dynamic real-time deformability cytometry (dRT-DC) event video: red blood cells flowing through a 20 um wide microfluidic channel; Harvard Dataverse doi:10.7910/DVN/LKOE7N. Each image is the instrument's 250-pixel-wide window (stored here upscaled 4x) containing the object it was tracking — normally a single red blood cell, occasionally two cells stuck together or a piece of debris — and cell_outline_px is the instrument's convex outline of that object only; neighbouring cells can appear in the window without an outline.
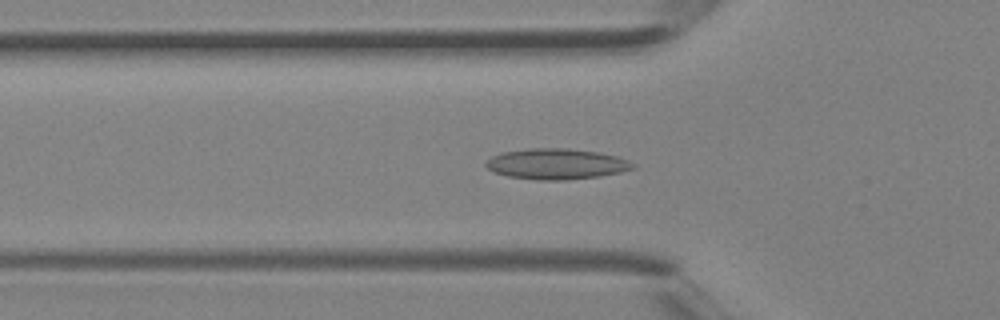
{"species": "Egyptian fruit bat (a non-hibernating species)", "species_latin": "Rousettus aegyptiacus", "temperature_condition": "room temperature", "stored_images_in_passage": 41, "camera_frame_rate_fps": 3000, "um_per_image_px": 0.085, "animal": {"sex": "female"}, "frame": {"image": 1, "passage_image": 14, "time_ms": 4.333, "image_size_px": [1000, 320], "cell_outline_px": [[636, 168], [620, 172], [600, 176], [564, 180], [536, 180], [508, 176], [492, 172], [484, 164], [492, 156], [500, 152], [528, 148], [568, 148], [600, 152], [616, 156], [628, 160], [636, 164]], "centroid_in_image_um": [47.29, 13.93], "position_along_channel_um": 78.5, "area_um2": 26.53}}
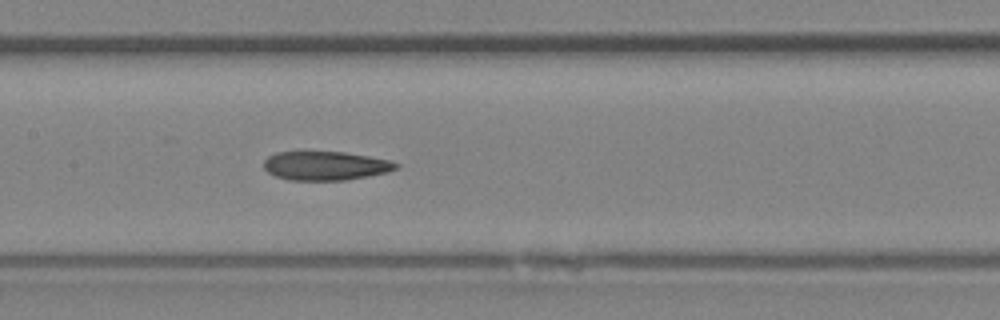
{"frame": {"image": 2, "passage_image": 20, "time_ms": 6.333, "image_size_px": [1000, 320], "cell_outline_px": [[400, 168], [388, 172], [368, 176], [344, 180], [292, 180], [276, 176], [268, 172], [264, 168], [264, 160], [268, 156], [276, 152], [304, 148], [344, 152], [368, 156], [388, 160], [400, 164]], "centroid_in_image_um": [27.62, 14.03], "position_along_channel_um": 179.8, "area_um2": 23.18}}
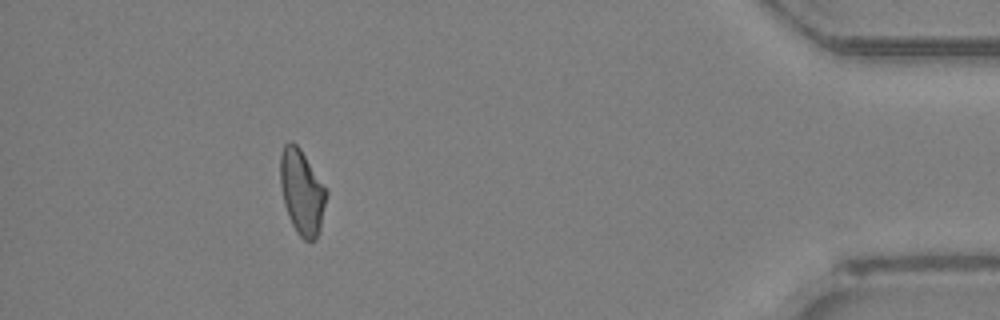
{"frame": {"image": 3, "passage_image": 37, "time_ms": 12.0, "image_size_px": [1000, 320], "cell_outline_px": [[328, 192], [320, 228], [316, 240], [304, 240], [296, 232], [288, 216], [284, 204], [280, 184], [280, 152], [284, 144], [288, 140], [292, 140], [300, 148]], "centroid_in_image_um": [25.64, 16.3], "position_along_channel_um": 409.6, "area_um2": 22.83}}